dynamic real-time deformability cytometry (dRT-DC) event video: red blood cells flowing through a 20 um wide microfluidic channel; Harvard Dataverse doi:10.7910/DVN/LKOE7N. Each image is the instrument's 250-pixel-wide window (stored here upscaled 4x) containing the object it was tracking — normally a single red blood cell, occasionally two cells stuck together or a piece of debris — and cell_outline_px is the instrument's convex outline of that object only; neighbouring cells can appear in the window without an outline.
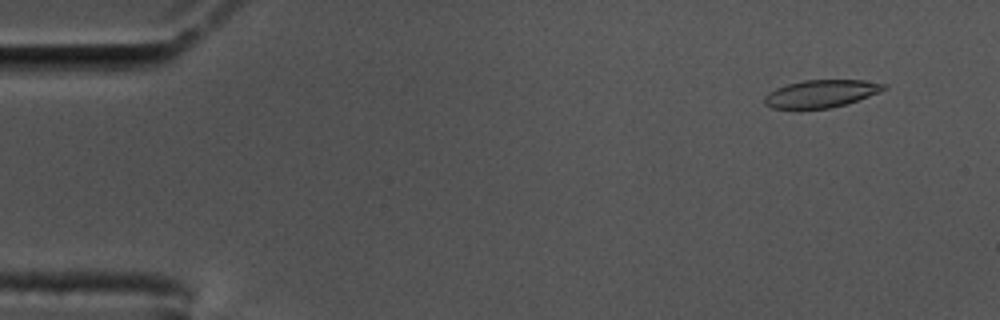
{"species": "common noctule bat (a hibernating species)", "species_latin": "Nyctalus noctula", "temperature_condition": "cold", "stored_images_in_passage": 58, "segment_of_instrument_passage": [1, 2], "camera_frame_rate_fps": 3000, "um_per_image_px": 0.085, "animal": {"sex": "male", "body_mass_g": 17.5, "forearm_length_mm": 52.3}, "frame": {"image": 1, "passage_image": 5, "time_ms": 1.333, "image_size_px": [1000, 320], "cell_outline_px": [[888, 88], [848, 104], [828, 108], [772, 108], [764, 104], [764, 96], [768, 92], [776, 88], [788, 84], [804, 80], [864, 80], [888, 84]], "centroid_in_image_um": [69.81, 7.95], "position_along_channel_um": 15.2, "area_um2": 19.13}}
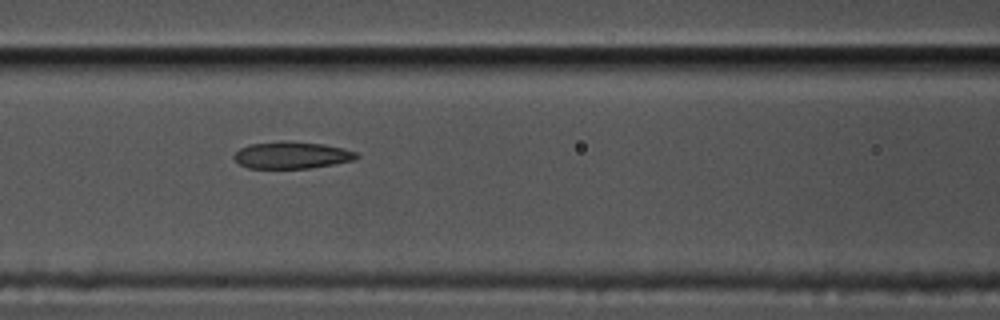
{"frame": {"image": 2, "passage_image": 25, "time_ms": 8.0, "image_size_px": [1000, 320], "cell_outline_px": [[360, 156], [356, 160], [312, 168], [248, 168], [240, 164], [232, 156], [240, 148], [248, 144], [284, 140], [324, 144], [344, 148], [356, 152]], "centroid_in_image_um": [24.82, 13.18], "position_along_channel_um": 141.8, "area_um2": 19.48}}
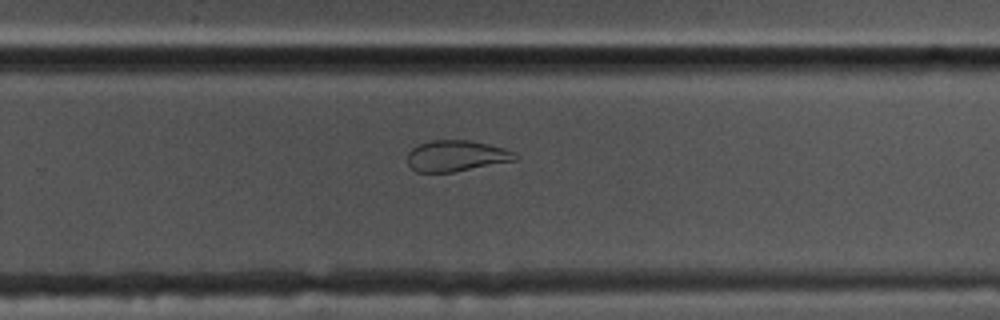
{"frame": {"image": 3, "passage_image": 38, "time_ms": 12.333, "image_size_px": [1000, 320], "cell_outline_px": [[520, 156], [516, 160], [452, 172], [416, 172], [408, 164], [408, 152], [412, 148], [420, 144], [432, 140], [468, 140], [488, 144], [504, 148]], "centroid_in_image_um": [38.78, 13.25], "position_along_channel_um": 291.0, "area_um2": 19.31}}